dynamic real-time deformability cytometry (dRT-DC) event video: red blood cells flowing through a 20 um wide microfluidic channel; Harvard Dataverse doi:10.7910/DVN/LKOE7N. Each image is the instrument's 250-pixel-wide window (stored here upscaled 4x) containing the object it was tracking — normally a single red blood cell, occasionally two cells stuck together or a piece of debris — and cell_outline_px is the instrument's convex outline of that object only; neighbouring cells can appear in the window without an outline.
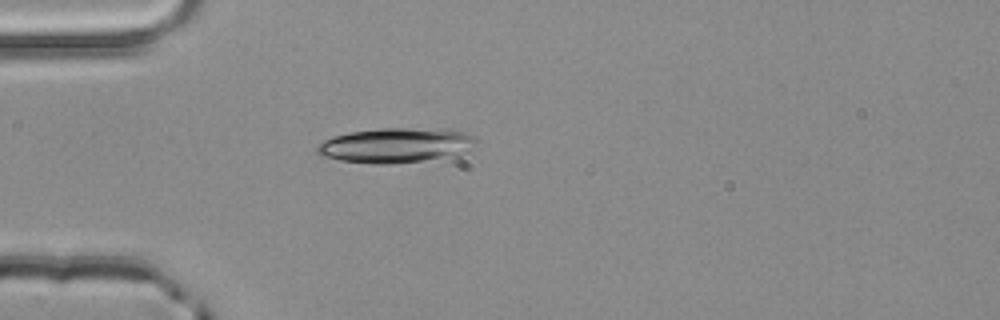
{"species": "common noctule bat (a hibernating species)", "species_latin": "Nyctalus noctula", "temperature_condition": "room temperature", "stored_images_in_passage": 1, "camera_frame_rate_fps": 3000, "um_per_image_px": 0.085, "animal": {"sex": "male", "body_mass_g": 20.4}, "frame": {"image": 1, "passage_image": 1, "time_ms": 0.0, "image_size_px": [1000, 320], "cell_outline_px": [[476, 140], [468, 152], [460, 156], [392, 164], [372, 164], [340, 160], [320, 156], [316, 152], [316, 144], [332, 136], [352, 132], [380, 128], [444, 128], [464, 132], [472, 136]], "centroid_in_image_um": [33.66, 12.35], "position_along_channel_um": 51.3, "area_um2": 32.83}}